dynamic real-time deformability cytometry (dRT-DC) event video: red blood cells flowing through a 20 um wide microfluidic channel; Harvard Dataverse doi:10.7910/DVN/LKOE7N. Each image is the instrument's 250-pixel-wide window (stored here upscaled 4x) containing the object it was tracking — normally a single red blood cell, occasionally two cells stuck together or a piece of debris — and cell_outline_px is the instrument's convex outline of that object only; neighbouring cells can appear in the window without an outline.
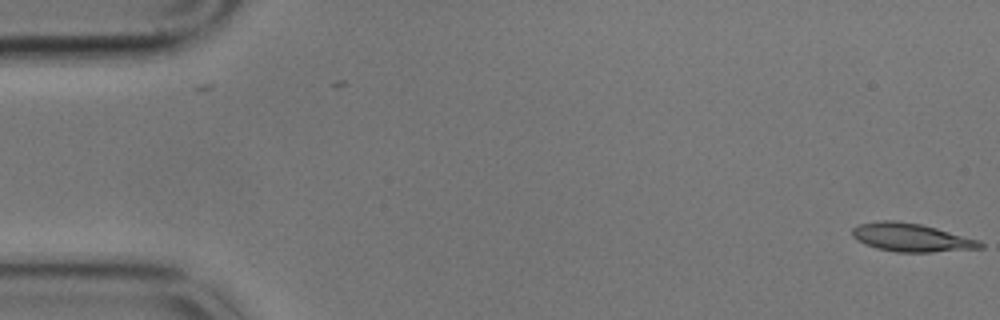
{"species": "common noctule bat (a hibernating species)", "species_latin": "Nyctalus noctula", "temperature_condition": "cold", "stored_images_in_passage": 4, "camera_frame_rate_fps": 3000, "um_per_image_px": 0.085, "animal": {"sex": "male", "body_mass_g": 17.9}, "frame": {"image": 1, "passage_image": 4, "time_ms": 1.0, "image_size_px": [1000, 320], "cell_outline_px": [[984, 248], [932, 252], [896, 252], [876, 248], [856, 240], [852, 236], [852, 228], [860, 224], [880, 220], [896, 220], [920, 224], [936, 228], [980, 240], [984, 244]], "centroid_in_image_um": [77.47, 20.19], "position_along_channel_um": 7.5, "area_um2": 21.15}}